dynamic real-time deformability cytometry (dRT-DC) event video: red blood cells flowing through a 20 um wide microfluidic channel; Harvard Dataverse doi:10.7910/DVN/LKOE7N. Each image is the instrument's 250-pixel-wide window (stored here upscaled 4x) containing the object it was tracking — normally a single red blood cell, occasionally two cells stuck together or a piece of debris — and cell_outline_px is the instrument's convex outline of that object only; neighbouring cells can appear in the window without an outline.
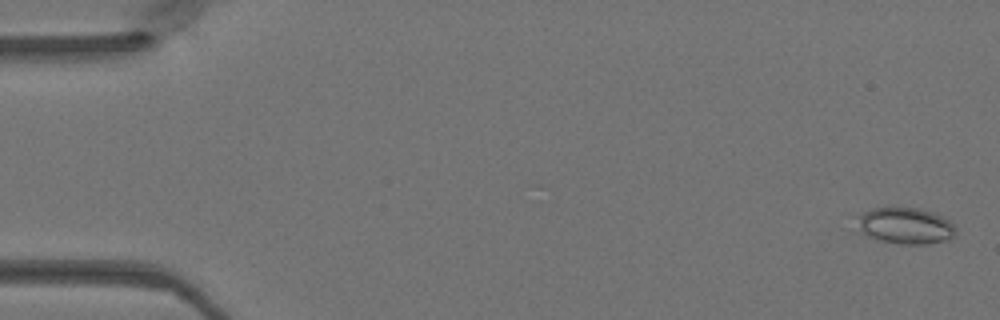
{"species": "Egyptian fruit bat (a non-hibernating species)", "species_latin": "Rousettus aegyptiacus", "temperature_condition": "warm", "stored_images_in_passage": 49, "camera_frame_rate_fps": 3000, "um_per_image_px": 0.085, "animal": {"sex": "female"}, "frame": {"image": 1, "passage_image": 2, "time_ms": 0.333, "image_size_px": [1000, 320], "cell_outline_px": [[956, 232], [952, 240], [928, 244], [900, 244], [868, 236], [860, 232], [860, 212], [872, 208], [916, 208], [932, 212], [948, 220], [956, 228]], "centroid_in_image_um": [77.02, 19.2], "position_along_channel_um": 8.0, "area_um2": 20.63}}
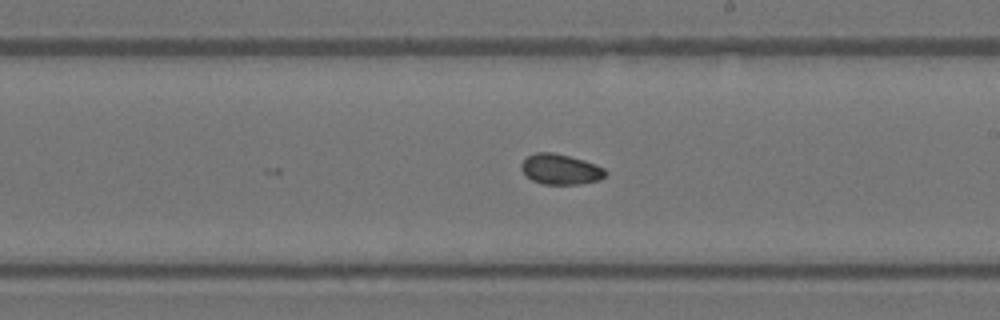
{"frame": {"image": 2, "passage_image": 29, "time_ms": 9.333, "image_size_px": [1000, 320], "cell_outline_px": [[608, 176], [600, 180], [580, 184], [544, 184], [532, 180], [524, 176], [520, 168], [520, 164], [528, 156], [536, 152], [552, 152], [584, 160], [596, 164], [604, 168], [608, 172]], "centroid_in_image_um": [47.66, 14.4], "position_along_channel_um": 241.3, "area_um2": 15.14}}
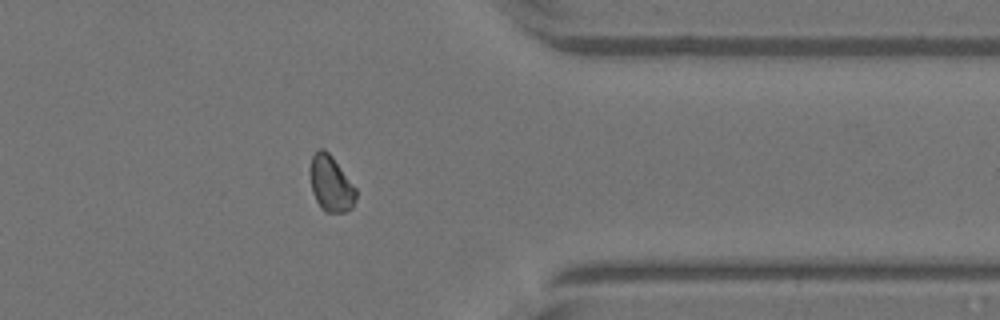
{"frame": {"image": 3, "passage_image": 40, "time_ms": 13.0, "image_size_px": [1000, 320], "cell_outline_px": [[356, 200], [352, 208], [344, 212], [324, 212], [320, 208], [312, 192], [308, 168], [312, 156], [316, 148], [324, 148], [332, 156], [356, 188]], "centroid_in_image_um": [28.09, 15.59], "position_along_channel_um": 383.3, "area_um2": 15.26}}